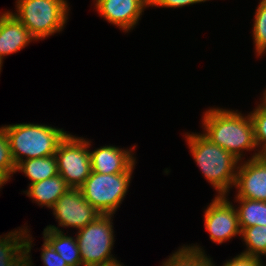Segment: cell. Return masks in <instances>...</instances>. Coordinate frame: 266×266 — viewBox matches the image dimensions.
<instances>
[{
    "instance_id": "6da1fadb",
    "label": "cell",
    "mask_w": 266,
    "mask_h": 266,
    "mask_svg": "<svg viewBox=\"0 0 266 266\" xmlns=\"http://www.w3.org/2000/svg\"><path fill=\"white\" fill-rule=\"evenodd\" d=\"M203 117V134L239 161L244 150L257 148L250 114L244 117L237 110L210 108Z\"/></svg>"
},
{
    "instance_id": "cb8c5ba5",
    "label": "cell",
    "mask_w": 266,
    "mask_h": 266,
    "mask_svg": "<svg viewBox=\"0 0 266 266\" xmlns=\"http://www.w3.org/2000/svg\"><path fill=\"white\" fill-rule=\"evenodd\" d=\"M41 249V259L44 266H68L66 261L51 247V245L45 239Z\"/></svg>"
},
{
    "instance_id": "d6a6232c",
    "label": "cell",
    "mask_w": 266,
    "mask_h": 266,
    "mask_svg": "<svg viewBox=\"0 0 266 266\" xmlns=\"http://www.w3.org/2000/svg\"><path fill=\"white\" fill-rule=\"evenodd\" d=\"M2 63H3V62L0 60V71H1V68H2Z\"/></svg>"
},
{
    "instance_id": "83f0119b",
    "label": "cell",
    "mask_w": 266,
    "mask_h": 266,
    "mask_svg": "<svg viewBox=\"0 0 266 266\" xmlns=\"http://www.w3.org/2000/svg\"><path fill=\"white\" fill-rule=\"evenodd\" d=\"M120 261L118 260H113V261H110V262H107V263H104L102 265H98V266H124V264L122 265L121 262L119 263Z\"/></svg>"
},
{
    "instance_id": "3957f363",
    "label": "cell",
    "mask_w": 266,
    "mask_h": 266,
    "mask_svg": "<svg viewBox=\"0 0 266 266\" xmlns=\"http://www.w3.org/2000/svg\"><path fill=\"white\" fill-rule=\"evenodd\" d=\"M4 129L16 165L23 160L54 155L68 134L63 129L32 123L5 125Z\"/></svg>"
},
{
    "instance_id": "9a60e30c",
    "label": "cell",
    "mask_w": 266,
    "mask_h": 266,
    "mask_svg": "<svg viewBox=\"0 0 266 266\" xmlns=\"http://www.w3.org/2000/svg\"><path fill=\"white\" fill-rule=\"evenodd\" d=\"M43 238L66 261L68 266H82L77 239L66 236L58 227L48 225L43 231Z\"/></svg>"
},
{
    "instance_id": "ac0fdd59",
    "label": "cell",
    "mask_w": 266,
    "mask_h": 266,
    "mask_svg": "<svg viewBox=\"0 0 266 266\" xmlns=\"http://www.w3.org/2000/svg\"><path fill=\"white\" fill-rule=\"evenodd\" d=\"M199 245L184 246L174 252L161 266H215Z\"/></svg>"
},
{
    "instance_id": "5b68a950",
    "label": "cell",
    "mask_w": 266,
    "mask_h": 266,
    "mask_svg": "<svg viewBox=\"0 0 266 266\" xmlns=\"http://www.w3.org/2000/svg\"><path fill=\"white\" fill-rule=\"evenodd\" d=\"M135 163L123 173L91 172L80 187L86 199L101 214H114L127 194Z\"/></svg>"
},
{
    "instance_id": "44dd1931",
    "label": "cell",
    "mask_w": 266,
    "mask_h": 266,
    "mask_svg": "<svg viewBox=\"0 0 266 266\" xmlns=\"http://www.w3.org/2000/svg\"><path fill=\"white\" fill-rule=\"evenodd\" d=\"M261 102L253 112H250V116L254 128L256 146L258 148L262 146L260 150L257 149L256 151H258L257 153L260 156L264 157L266 155V103L264 101Z\"/></svg>"
},
{
    "instance_id": "52a82bcc",
    "label": "cell",
    "mask_w": 266,
    "mask_h": 266,
    "mask_svg": "<svg viewBox=\"0 0 266 266\" xmlns=\"http://www.w3.org/2000/svg\"><path fill=\"white\" fill-rule=\"evenodd\" d=\"M89 142L67 134L55 153L58 173L70 188H80L92 172Z\"/></svg>"
},
{
    "instance_id": "d6986e66",
    "label": "cell",
    "mask_w": 266,
    "mask_h": 266,
    "mask_svg": "<svg viewBox=\"0 0 266 266\" xmlns=\"http://www.w3.org/2000/svg\"><path fill=\"white\" fill-rule=\"evenodd\" d=\"M27 227L0 236V266H7L24 248ZM2 238V239H1Z\"/></svg>"
},
{
    "instance_id": "603a6c76",
    "label": "cell",
    "mask_w": 266,
    "mask_h": 266,
    "mask_svg": "<svg viewBox=\"0 0 266 266\" xmlns=\"http://www.w3.org/2000/svg\"><path fill=\"white\" fill-rule=\"evenodd\" d=\"M16 164L13 160L9 140L4 126L0 127V176L8 182L15 173Z\"/></svg>"
},
{
    "instance_id": "ba28073f",
    "label": "cell",
    "mask_w": 266,
    "mask_h": 266,
    "mask_svg": "<svg viewBox=\"0 0 266 266\" xmlns=\"http://www.w3.org/2000/svg\"><path fill=\"white\" fill-rule=\"evenodd\" d=\"M226 197L216 195L204 212L205 229L217 244L241 235L237 210Z\"/></svg>"
},
{
    "instance_id": "f546056e",
    "label": "cell",
    "mask_w": 266,
    "mask_h": 266,
    "mask_svg": "<svg viewBox=\"0 0 266 266\" xmlns=\"http://www.w3.org/2000/svg\"><path fill=\"white\" fill-rule=\"evenodd\" d=\"M5 183H7L1 176H0V189L2 188Z\"/></svg>"
},
{
    "instance_id": "d4e9b609",
    "label": "cell",
    "mask_w": 266,
    "mask_h": 266,
    "mask_svg": "<svg viewBox=\"0 0 266 266\" xmlns=\"http://www.w3.org/2000/svg\"><path fill=\"white\" fill-rule=\"evenodd\" d=\"M29 231H26L25 234V248L10 262L7 264V266H32V260L30 257V251L33 246L31 239L32 236L30 233L28 234ZM31 236V237H30Z\"/></svg>"
},
{
    "instance_id": "7a4b0ae2",
    "label": "cell",
    "mask_w": 266,
    "mask_h": 266,
    "mask_svg": "<svg viewBox=\"0 0 266 266\" xmlns=\"http://www.w3.org/2000/svg\"><path fill=\"white\" fill-rule=\"evenodd\" d=\"M190 153L204 177L218 191V196H226L235 186L238 163L230 152L213 143L203 133L186 135Z\"/></svg>"
},
{
    "instance_id": "7402d4cb",
    "label": "cell",
    "mask_w": 266,
    "mask_h": 266,
    "mask_svg": "<svg viewBox=\"0 0 266 266\" xmlns=\"http://www.w3.org/2000/svg\"><path fill=\"white\" fill-rule=\"evenodd\" d=\"M253 39L256 55L266 52V0H261L254 16Z\"/></svg>"
},
{
    "instance_id": "1f68e13d",
    "label": "cell",
    "mask_w": 266,
    "mask_h": 266,
    "mask_svg": "<svg viewBox=\"0 0 266 266\" xmlns=\"http://www.w3.org/2000/svg\"><path fill=\"white\" fill-rule=\"evenodd\" d=\"M264 256H266V255H264ZM259 261H260V266H266L265 264L263 265V262L261 260V257L259 258Z\"/></svg>"
},
{
    "instance_id": "8fae6325",
    "label": "cell",
    "mask_w": 266,
    "mask_h": 266,
    "mask_svg": "<svg viewBox=\"0 0 266 266\" xmlns=\"http://www.w3.org/2000/svg\"><path fill=\"white\" fill-rule=\"evenodd\" d=\"M96 11L109 23L128 32L141 18L149 0H94Z\"/></svg>"
},
{
    "instance_id": "4316f807",
    "label": "cell",
    "mask_w": 266,
    "mask_h": 266,
    "mask_svg": "<svg viewBox=\"0 0 266 266\" xmlns=\"http://www.w3.org/2000/svg\"><path fill=\"white\" fill-rule=\"evenodd\" d=\"M223 266H260L258 257L239 254L233 259L226 261Z\"/></svg>"
},
{
    "instance_id": "4dcf8cb0",
    "label": "cell",
    "mask_w": 266,
    "mask_h": 266,
    "mask_svg": "<svg viewBox=\"0 0 266 266\" xmlns=\"http://www.w3.org/2000/svg\"><path fill=\"white\" fill-rule=\"evenodd\" d=\"M265 92L263 93V101L266 103V90H264Z\"/></svg>"
},
{
    "instance_id": "2e32d148",
    "label": "cell",
    "mask_w": 266,
    "mask_h": 266,
    "mask_svg": "<svg viewBox=\"0 0 266 266\" xmlns=\"http://www.w3.org/2000/svg\"><path fill=\"white\" fill-rule=\"evenodd\" d=\"M19 171L31 180L30 184L59 174L55 154L48 157L23 160L16 165L15 173Z\"/></svg>"
},
{
    "instance_id": "e0dca14e",
    "label": "cell",
    "mask_w": 266,
    "mask_h": 266,
    "mask_svg": "<svg viewBox=\"0 0 266 266\" xmlns=\"http://www.w3.org/2000/svg\"><path fill=\"white\" fill-rule=\"evenodd\" d=\"M240 206L236 209L240 229H245L251 226H266V202L235 198Z\"/></svg>"
},
{
    "instance_id": "4fadbf2b",
    "label": "cell",
    "mask_w": 266,
    "mask_h": 266,
    "mask_svg": "<svg viewBox=\"0 0 266 266\" xmlns=\"http://www.w3.org/2000/svg\"><path fill=\"white\" fill-rule=\"evenodd\" d=\"M36 39L29 30L9 12L0 24V60L16 53Z\"/></svg>"
},
{
    "instance_id": "277c9868",
    "label": "cell",
    "mask_w": 266,
    "mask_h": 266,
    "mask_svg": "<svg viewBox=\"0 0 266 266\" xmlns=\"http://www.w3.org/2000/svg\"><path fill=\"white\" fill-rule=\"evenodd\" d=\"M66 0H17L12 13L37 40L62 31L68 19Z\"/></svg>"
},
{
    "instance_id": "8992f818",
    "label": "cell",
    "mask_w": 266,
    "mask_h": 266,
    "mask_svg": "<svg viewBox=\"0 0 266 266\" xmlns=\"http://www.w3.org/2000/svg\"><path fill=\"white\" fill-rule=\"evenodd\" d=\"M112 214H101L78 230V248L84 266H98L115 260L111 250L114 245Z\"/></svg>"
},
{
    "instance_id": "ffe728a7",
    "label": "cell",
    "mask_w": 266,
    "mask_h": 266,
    "mask_svg": "<svg viewBox=\"0 0 266 266\" xmlns=\"http://www.w3.org/2000/svg\"><path fill=\"white\" fill-rule=\"evenodd\" d=\"M240 236L244 240L247 247L242 254L258 258H260L262 255H266V226L255 225L241 229Z\"/></svg>"
},
{
    "instance_id": "f1b7e54d",
    "label": "cell",
    "mask_w": 266,
    "mask_h": 266,
    "mask_svg": "<svg viewBox=\"0 0 266 266\" xmlns=\"http://www.w3.org/2000/svg\"><path fill=\"white\" fill-rule=\"evenodd\" d=\"M10 11H7V12H4V13H1L0 15V24L2 22V20L4 19V17L9 13Z\"/></svg>"
},
{
    "instance_id": "30bf717a",
    "label": "cell",
    "mask_w": 266,
    "mask_h": 266,
    "mask_svg": "<svg viewBox=\"0 0 266 266\" xmlns=\"http://www.w3.org/2000/svg\"><path fill=\"white\" fill-rule=\"evenodd\" d=\"M234 187L238 189L235 198L266 202V158L255 152L252 158L238 164Z\"/></svg>"
},
{
    "instance_id": "484cf974",
    "label": "cell",
    "mask_w": 266,
    "mask_h": 266,
    "mask_svg": "<svg viewBox=\"0 0 266 266\" xmlns=\"http://www.w3.org/2000/svg\"><path fill=\"white\" fill-rule=\"evenodd\" d=\"M209 0H149V6L152 7H166V8H178L188 5H193L196 3H201Z\"/></svg>"
},
{
    "instance_id": "7c38bea8",
    "label": "cell",
    "mask_w": 266,
    "mask_h": 266,
    "mask_svg": "<svg viewBox=\"0 0 266 266\" xmlns=\"http://www.w3.org/2000/svg\"><path fill=\"white\" fill-rule=\"evenodd\" d=\"M133 148L124 150L115 146H103L89 151L92 172L115 174L126 172L135 162Z\"/></svg>"
},
{
    "instance_id": "5bb4252c",
    "label": "cell",
    "mask_w": 266,
    "mask_h": 266,
    "mask_svg": "<svg viewBox=\"0 0 266 266\" xmlns=\"http://www.w3.org/2000/svg\"><path fill=\"white\" fill-rule=\"evenodd\" d=\"M28 190L24 191L25 194L36 201L41 206L52 208L57 200L68 190L70 187L66 181L59 175L42 181L29 184Z\"/></svg>"
},
{
    "instance_id": "9c48e42d",
    "label": "cell",
    "mask_w": 266,
    "mask_h": 266,
    "mask_svg": "<svg viewBox=\"0 0 266 266\" xmlns=\"http://www.w3.org/2000/svg\"><path fill=\"white\" fill-rule=\"evenodd\" d=\"M61 227L82 229L101 215L86 199L80 188L68 189L51 208Z\"/></svg>"
}]
</instances>
